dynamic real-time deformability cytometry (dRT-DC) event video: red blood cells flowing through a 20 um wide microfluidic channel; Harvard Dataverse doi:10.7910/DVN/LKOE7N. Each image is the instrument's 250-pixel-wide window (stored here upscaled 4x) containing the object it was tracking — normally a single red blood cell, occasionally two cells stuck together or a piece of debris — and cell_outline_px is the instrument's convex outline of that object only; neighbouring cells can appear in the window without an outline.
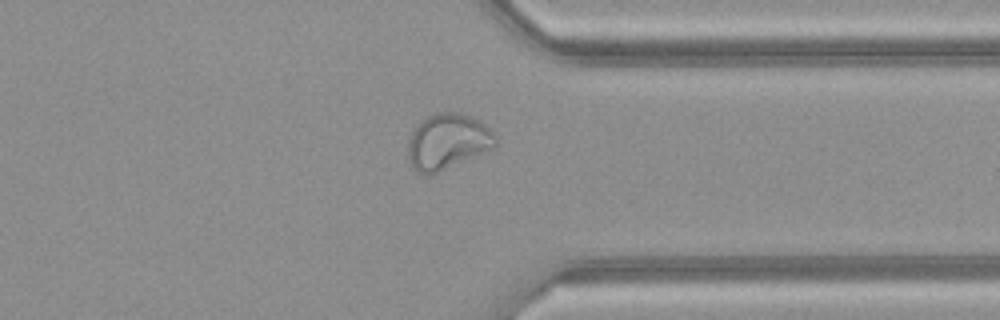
{"species": "common noctule bat (a hibernating species)", "species_latin": "Nyctalus noctula", "temperature_condition": "warm", "stored_images_in_passage": 39, "camera_frame_rate_fps": 3000, "um_per_image_px": 0.085, "animal": {"sex": "female", "body_mass_g": 21.9}, "frame": {"image": 1, "passage_image": 28, "time_ms": 9.0, "image_size_px": [1000, 320], "cell_outline_px": [[500, 144], [496, 148], [436, 172], [420, 172], [412, 168], [408, 160], [408, 144], [412, 132], [420, 120], [428, 116], [440, 112], [460, 112], [480, 120], [496, 132]], "centroid_in_image_um": [38.13, 11.99], "position_along_channel_um": 373.3, "area_um2": 28.55}, "authors_computed_cell_mechanics": {"area_um2": 25.721, "velocity_mm_per_s": 4.1551, "shape_relaxation_time_tau1_ms": null, "shape_relaxation_time_tau2_ms": 1.1334, "deformation_change_tau1": null, "deformation_change_tau2": 0.0674}}